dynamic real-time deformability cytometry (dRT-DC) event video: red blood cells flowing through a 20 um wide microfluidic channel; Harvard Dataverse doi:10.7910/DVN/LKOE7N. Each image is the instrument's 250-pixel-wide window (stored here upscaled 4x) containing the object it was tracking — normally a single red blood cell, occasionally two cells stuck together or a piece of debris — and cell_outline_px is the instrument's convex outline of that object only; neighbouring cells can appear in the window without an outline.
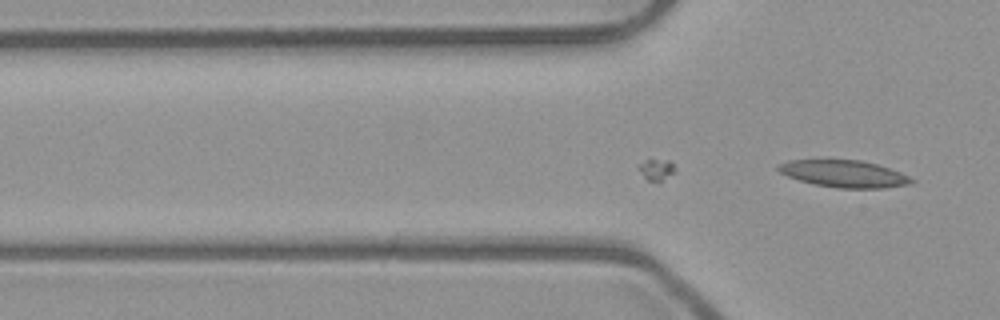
{"species": "common noctule bat (a hibernating species)", "species_latin": "Nyctalus noctula", "temperature_condition": "room temperature", "stored_images_in_passage": 16, "camera_frame_rate_fps": 3000, "um_per_image_px": 0.085, "animal": {"sex": "male", "body_mass_g": 23.1, "forearm_length_mm": 52.7}, "frame": {"image": 1, "passage_image": 16, "time_ms": 5.0, "image_size_px": [1000, 320], "cell_outline_px": [[916, 180], [912, 184], [884, 188], [836, 188], [812, 184], [788, 176], [780, 172], [776, 168], [776, 164], [788, 160], [860, 160], [876, 164], [900, 172]], "centroid_in_image_um": [71.73, 14.78], "position_along_channel_um": 54.1, "area_um2": 21.04}}